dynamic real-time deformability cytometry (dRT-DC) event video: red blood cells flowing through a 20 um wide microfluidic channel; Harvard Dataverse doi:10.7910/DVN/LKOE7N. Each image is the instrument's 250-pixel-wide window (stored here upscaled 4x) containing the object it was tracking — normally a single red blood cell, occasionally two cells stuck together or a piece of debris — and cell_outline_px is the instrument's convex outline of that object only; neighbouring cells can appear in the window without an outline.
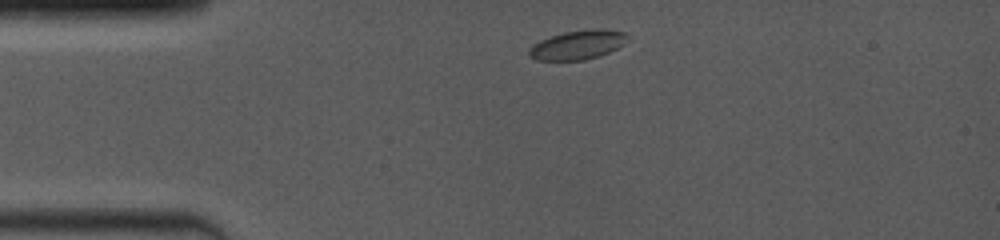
{"species": "common noctule bat (a hibernating species)", "species_latin": "Nyctalus noctula", "temperature_condition": "room temperature", "stored_images_in_passage": 6, "camera_frame_rate_fps": 4000, "um_per_image_px": 0.085, "animal": {"sex": "female", "body_mass_g": 19.0, "forearm_length_mm": 53.3}, "frame": {"image": 1, "passage_image": 1, "time_ms": 0.0, "image_size_px": [1000, 240], "cell_outline_px": [[632, 36], [624, 44], [600, 56], [584, 60], [536, 60], [528, 56], [528, 52], [540, 40], [564, 32], [596, 28], [600, 28], [624, 32]], "centroid_in_image_um": [49.17, 3.81], "position_along_channel_um": 35.8, "area_um2": 16.7}}
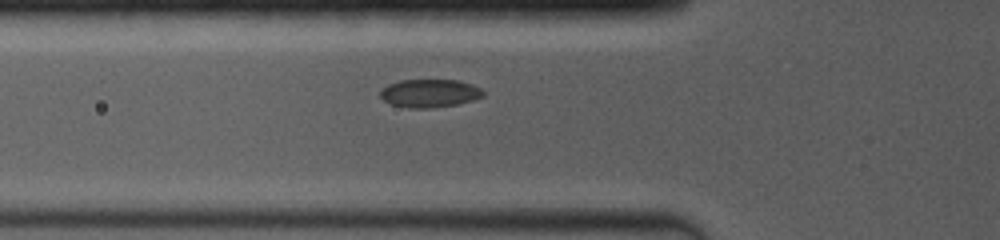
{"frame": {"image": 2, "passage_image": 4, "time_ms": 2.25, "image_size_px": [1000, 240], "cell_outline_px": [[484, 96], [472, 100], [456, 104], [432, 108], [408, 108], [392, 104], [384, 100], [380, 96], [380, 92], [388, 84], [400, 80], [456, 80], [472, 84], [480, 88], [484, 92]], "centroid_in_image_um": [36.52, 7.92], "position_along_channel_um": 89.3, "area_um2": 16.76}}
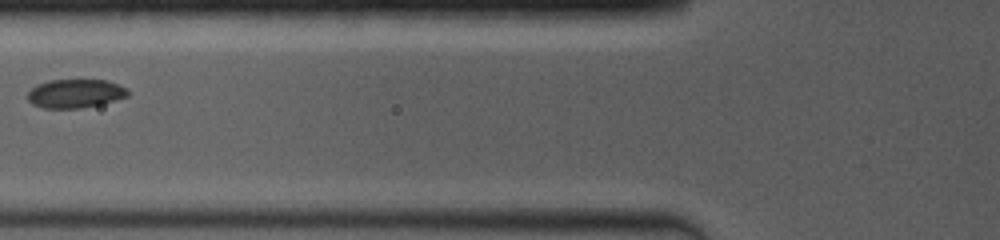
{"frame": {"image": 3, "passage_image": 5, "time_ms": 3.0, "image_size_px": [1000, 240], "cell_outline_px": [[128, 96], [100, 104], [80, 108], [40, 108], [32, 104], [28, 100], [28, 92], [36, 84], [48, 80], [108, 80], [128, 88]], "centroid_in_image_um": [6.38, 7.94], "position_along_channel_um": 119.4, "area_um2": 16.82}}